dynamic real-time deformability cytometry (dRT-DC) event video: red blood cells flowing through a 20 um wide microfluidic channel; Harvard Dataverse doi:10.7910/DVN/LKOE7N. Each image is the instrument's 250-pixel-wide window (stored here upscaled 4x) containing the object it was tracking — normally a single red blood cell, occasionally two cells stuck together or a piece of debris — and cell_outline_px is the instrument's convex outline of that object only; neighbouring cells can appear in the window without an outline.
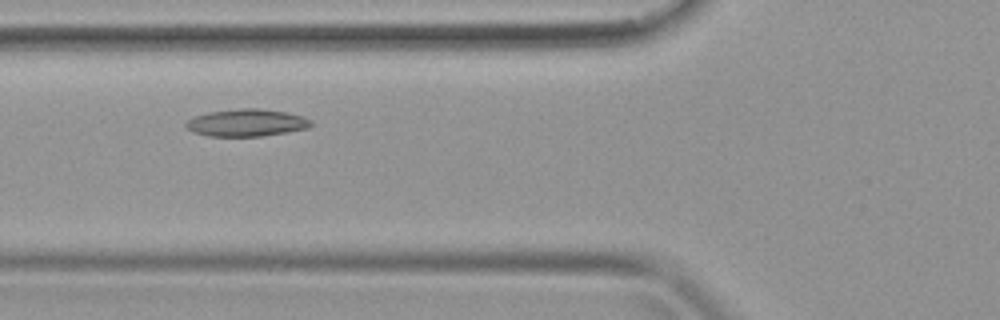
{"species": "common noctule bat (a hibernating species)", "species_latin": "Nyctalus noctula", "temperature_condition": "warm", "stored_images_in_passage": 30, "camera_frame_rate_fps": 3000, "um_per_image_px": 0.085, "animal": {"sex": "female", "body_mass_g": 19.9}, "frame": {"image": 1, "passage_image": 5, "time_ms": 1.333, "image_size_px": [1000, 320], "cell_outline_px": [[312, 124], [308, 128], [288, 132], [260, 136], [208, 136], [192, 132], [184, 124], [188, 120], [196, 116], [208, 112], [236, 108], [260, 108], [284, 112], [304, 116], [312, 120]], "centroid_in_image_um": [20.97, 10.43], "position_along_channel_um": 104.8, "area_um2": 19.94}}
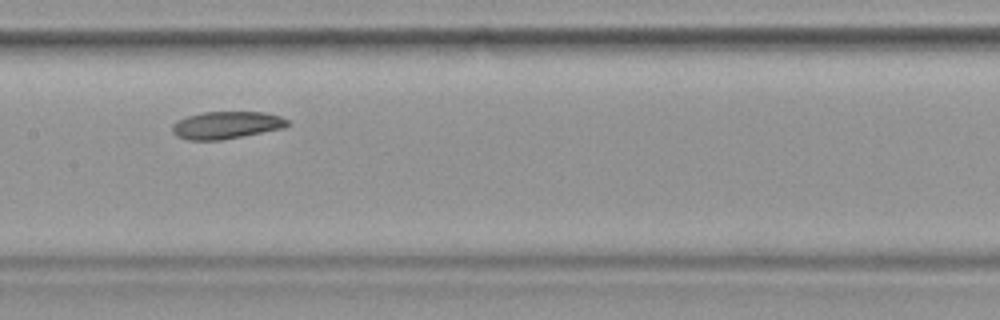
{"frame": {"image": 2, "passage_image": 10, "time_ms": 3.0, "image_size_px": [1000, 320], "cell_outline_px": [[292, 124], [284, 128], [220, 140], [188, 140], [176, 136], [172, 132], [172, 124], [176, 120], [188, 116], [204, 112], [264, 112], [280, 116], [288, 120]], "centroid_in_image_um": [19.24, 10.63], "position_along_channel_um": 188.2, "area_um2": 18.44}}
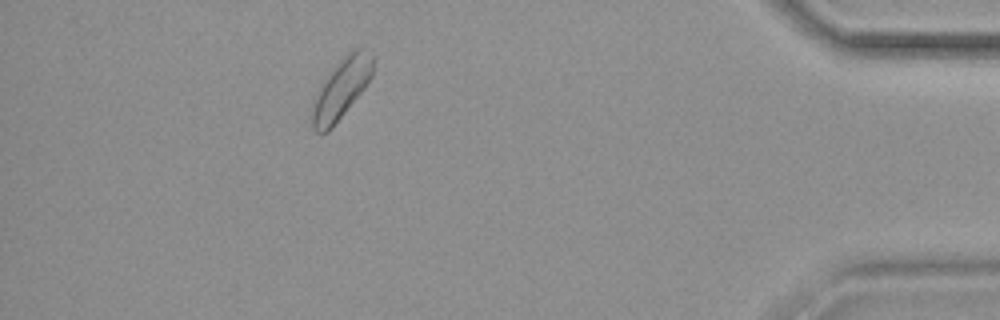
{"frame": {"image": 3, "passage_image": 26, "time_ms": 8.333, "image_size_px": [1000, 320], "cell_outline_px": [[376, 56], [372, 76], [364, 88], [332, 128], [328, 132], [316, 132], [308, 124], [312, 100], [320, 84], [340, 60], [348, 52], [356, 48], [372, 48]], "centroid_in_image_um": [29.0, 7.52], "position_along_channel_um": 406.2, "area_um2": 22.08}}